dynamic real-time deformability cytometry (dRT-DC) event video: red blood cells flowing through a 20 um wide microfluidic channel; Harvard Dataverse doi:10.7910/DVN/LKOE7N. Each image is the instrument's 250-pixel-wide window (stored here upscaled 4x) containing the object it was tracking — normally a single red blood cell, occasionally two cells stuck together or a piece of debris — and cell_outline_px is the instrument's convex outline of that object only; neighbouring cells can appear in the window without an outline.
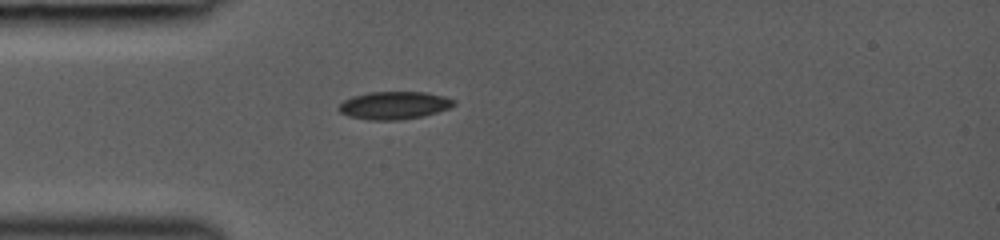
{"species": "common noctule bat (a hibernating species)", "species_latin": "Nyctalus noctula", "temperature_condition": "room temperature", "stored_images_in_passage": 1, "camera_frame_rate_fps": 3000, "um_per_image_px": 0.085, "animal": {"sex": "female", "body_mass_g": 19.0, "forearm_length_mm": 53.3}, "frame": {"image": 1, "passage_image": 1, "time_ms": 0.0, "image_size_px": [1000, 240], "cell_outline_px": [[456, 104], [448, 108], [436, 112], [420, 116], [400, 120], [368, 120], [348, 116], [340, 112], [336, 108], [344, 100], [352, 96], [368, 92], [424, 92], [444, 96], [456, 100]], "centroid_in_image_um": [33.47, 8.95], "position_along_channel_um": 51.5, "area_um2": 18.61}}